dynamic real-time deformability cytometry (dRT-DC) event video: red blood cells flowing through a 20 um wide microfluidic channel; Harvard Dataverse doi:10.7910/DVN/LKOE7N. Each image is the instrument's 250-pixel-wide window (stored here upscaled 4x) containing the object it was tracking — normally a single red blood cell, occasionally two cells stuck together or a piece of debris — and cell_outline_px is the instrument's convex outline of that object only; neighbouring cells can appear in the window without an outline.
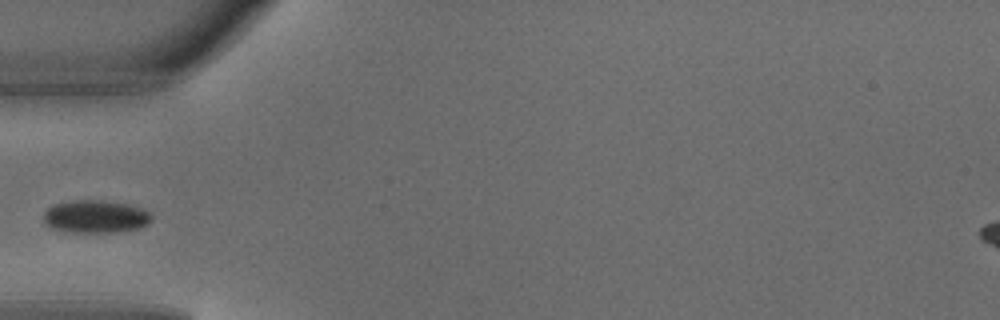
{"species": "common noctule bat (a hibernating species)", "species_latin": "Nyctalus noctula", "temperature_condition": "warm", "stored_images_in_passage": 3, "camera_frame_rate_fps": 3000, "um_per_image_px": 0.085, "animal": {"sex": "male", "body_mass_g": 18.8}, "frame": {"image": 1, "passage_image": 3, "time_ms": 0.667, "image_size_px": [1000, 320], "cell_outline_px": [[152, 220], [148, 224], [136, 228], [116, 232], [64, 232], [52, 228], [44, 220], [44, 212], [48, 208], [56, 204], [76, 200], [104, 200], [128, 204], [144, 208], [152, 216]], "centroid_in_image_um": [8.14, 18.4], "position_along_channel_um": 76.9, "area_um2": 20.58}}